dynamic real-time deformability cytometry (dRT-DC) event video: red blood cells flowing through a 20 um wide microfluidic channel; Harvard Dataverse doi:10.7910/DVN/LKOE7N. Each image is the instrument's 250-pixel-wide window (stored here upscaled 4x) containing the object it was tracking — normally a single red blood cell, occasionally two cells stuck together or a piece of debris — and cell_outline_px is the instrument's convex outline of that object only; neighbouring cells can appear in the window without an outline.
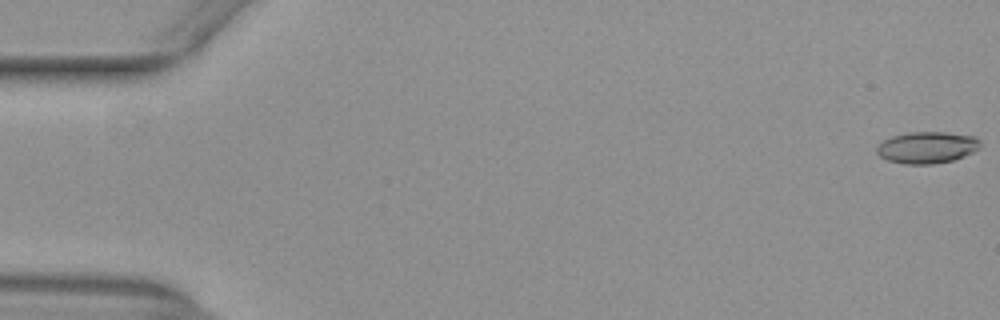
{"species": "common noctule bat (a hibernating species)", "species_latin": "Nyctalus noctula", "temperature_condition": "warm", "stored_images_in_passage": 54, "camera_frame_rate_fps": 3000, "um_per_image_px": 0.085, "animal": {"sex": "female", "body_mass_g": 29.2, "forearm_length_mm": 56.3}, "frame": {"image": 1, "passage_image": 1, "time_ms": 0.0, "image_size_px": [1000, 320], "cell_outline_px": [[980, 148], [964, 156], [952, 160], [932, 164], [904, 164], [888, 160], [880, 156], [876, 152], [876, 148], [884, 140], [892, 136], [908, 132], [944, 132], [976, 136], [980, 140]], "centroid_in_image_um": [78.81, 12.53], "position_along_channel_um": 6.2, "area_um2": 19.07}}
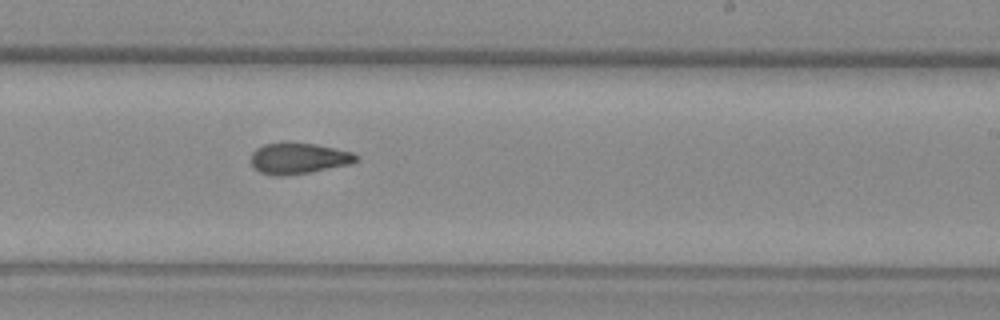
{"frame": {"image": 2, "passage_image": 33, "time_ms": 10.667, "image_size_px": [1000, 320], "cell_outline_px": [[360, 160], [352, 164], [288, 176], [276, 176], [260, 172], [252, 168], [252, 152], [256, 148], [264, 144], [284, 140], [316, 144], [352, 152], [360, 156]], "centroid_in_image_um": [25.38, 13.44], "position_along_channel_um": 263.6, "area_um2": 19.65}}
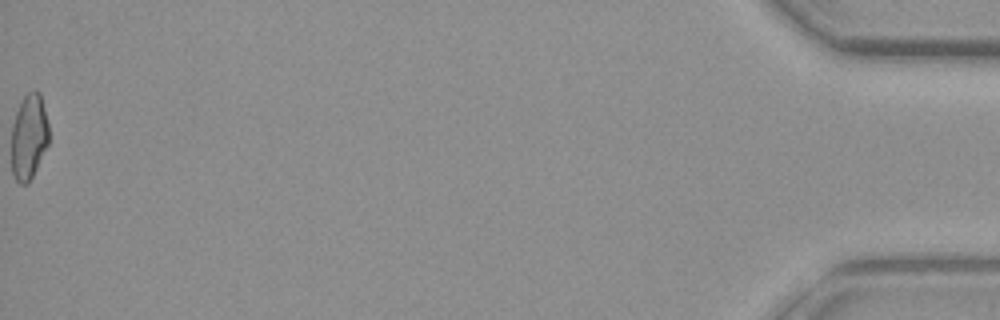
{"frame": {"image": 3, "passage_image": 54, "time_ms": 17.667, "image_size_px": [1000, 320], "cell_outline_px": [[48, 144], [32, 176], [24, 184], [20, 184], [12, 176], [12, 124], [16, 112], [24, 96], [28, 92], [36, 88], [40, 92], [48, 124]], "centroid_in_image_um": [2.45, 11.59], "position_along_channel_um": 432.8, "area_um2": 18.44}, "authors_computed_cell_mechanics": {"area_um2": 19.3919, "velocity_mm_per_s": 3.9576, "shape_relaxation_time_tau1_ms": null, "shape_relaxation_time_tau2_ms": 3.5521, "deformation_change_tau1": null, "deformation_change_tau2": 0.1125}}